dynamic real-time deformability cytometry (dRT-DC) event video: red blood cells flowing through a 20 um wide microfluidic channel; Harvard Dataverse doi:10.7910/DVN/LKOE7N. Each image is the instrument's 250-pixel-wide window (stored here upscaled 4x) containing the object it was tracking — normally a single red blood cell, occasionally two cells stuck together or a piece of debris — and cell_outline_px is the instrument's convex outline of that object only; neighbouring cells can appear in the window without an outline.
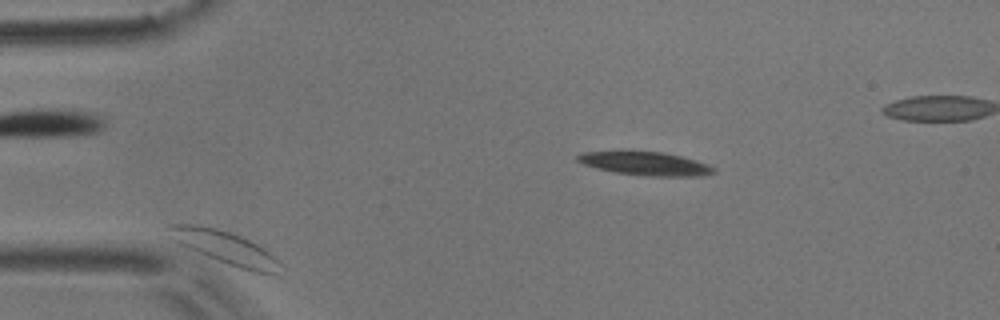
{"species": "common noctule bat (a hibernating species)", "species_latin": "Nyctalus noctula", "temperature_condition": "room temperature", "stored_images_in_passage": 6, "segment_of_instrument_passage": [1, 2], "camera_frame_rate_fps": 3000, "um_per_image_px": 0.085, "animal": {"sex": "male", "body_mass_g": 17.9}, "frame": {"image": 1, "passage_image": 2, "time_ms": 0.333, "image_size_px": [1000, 320], "cell_outline_px": [[280, 264], [276, 276], [272, 276], [252, 272], [216, 260], [188, 248], [172, 240], [164, 228], [168, 224], [200, 224], [232, 232], [256, 244], [268, 252]], "centroid_in_image_um": [19.06, 21.03], "position_along_channel_um": 65.9, "area_um2": 21.5}}
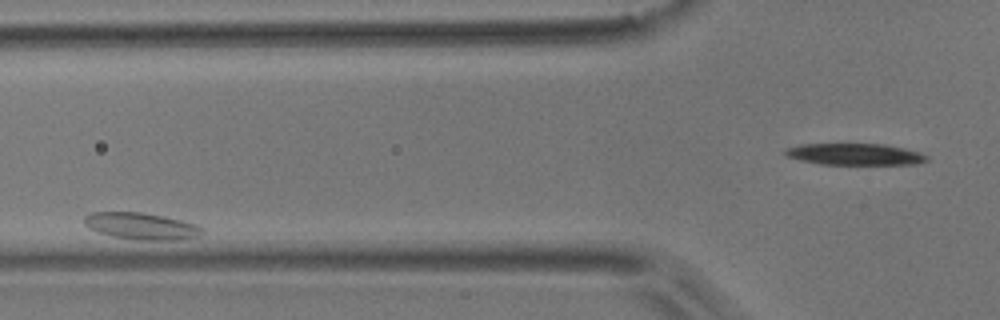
{"frame": {"image": 2, "passage_image": 4, "time_ms": 1.0, "image_size_px": [1000, 320], "cell_outline_px": [[204, 232], [200, 236], [180, 240], [144, 240], [112, 236], [88, 228], [84, 224], [84, 216], [88, 212], [140, 212], [164, 216], [196, 224], [204, 228]], "centroid_in_image_um": [12.03, 19.21], "position_along_channel_um": 113.8, "area_um2": 18.5}}